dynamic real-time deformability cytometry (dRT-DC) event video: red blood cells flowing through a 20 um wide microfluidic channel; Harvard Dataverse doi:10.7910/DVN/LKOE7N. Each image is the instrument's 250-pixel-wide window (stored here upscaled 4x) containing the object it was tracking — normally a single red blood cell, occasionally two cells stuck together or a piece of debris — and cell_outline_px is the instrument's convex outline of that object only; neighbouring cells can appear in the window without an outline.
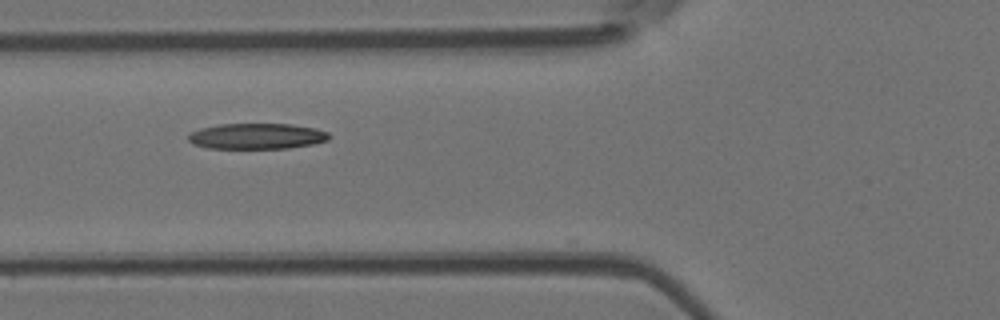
{"species": "Egyptian fruit bat (a non-hibernating species)", "species_latin": "Rousettus aegyptiacus", "temperature_condition": "room temperature", "stored_images_in_passage": 3, "camera_frame_rate_fps": 3000, "um_per_image_px": 0.085, "animal": {"sex": "female"}, "frame": {"image": 1, "passage_image": 2, "time_ms": 1.0, "image_size_px": [1000, 320], "cell_outline_px": [[328, 140], [312, 144], [288, 148], [208, 148], [192, 144], [188, 140], [188, 136], [192, 132], [200, 128], [220, 124], [292, 124], [316, 128], [328, 132]], "centroid_in_image_um": [21.81, 11.57], "position_along_channel_um": 104.0, "area_um2": 21.04}}
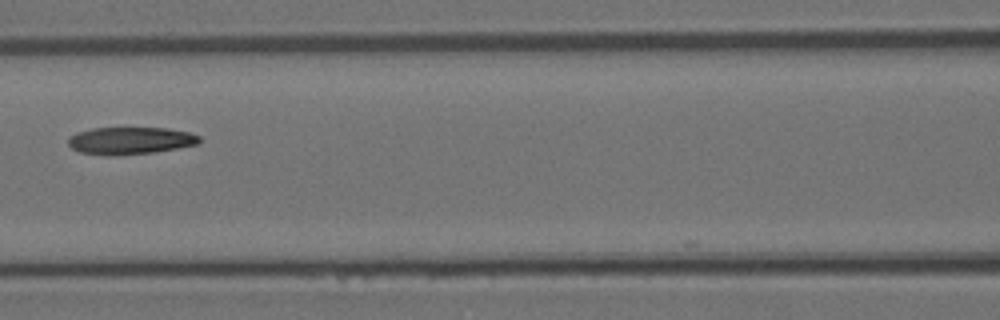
{"frame": {"image": 2, "passage_image": 3, "time_ms": 2.333, "image_size_px": [1000, 320], "cell_outline_px": [[200, 144], [152, 152], [116, 156], [108, 156], [80, 152], [72, 148], [68, 144], [68, 136], [76, 132], [92, 128], [168, 128], [188, 132], [200, 136]], "centroid_in_image_um": [11.04, 11.95], "position_along_channel_um": 155.6, "area_um2": 20.98}}